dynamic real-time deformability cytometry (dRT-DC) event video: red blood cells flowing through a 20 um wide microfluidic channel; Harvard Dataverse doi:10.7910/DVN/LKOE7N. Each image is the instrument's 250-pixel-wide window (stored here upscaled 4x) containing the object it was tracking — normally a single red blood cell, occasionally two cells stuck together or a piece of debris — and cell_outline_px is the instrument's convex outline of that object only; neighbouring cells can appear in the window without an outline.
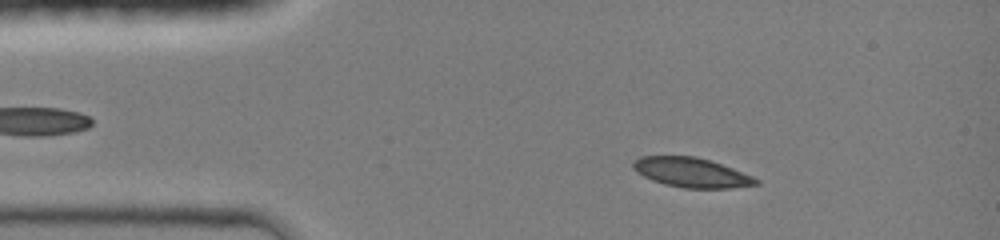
{"species": "common noctule bat (a hibernating species)", "species_latin": "Nyctalus noctula", "temperature_condition": "room temperature", "stored_images_in_passage": 42, "camera_frame_rate_fps": 3000, "um_per_image_px": 0.085, "animal": {"sex": "female", "body_mass_g": 19.0, "forearm_length_mm": 51.5}, "frame": {"image": 1, "passage_image": 6, "time_ms": 1.667, "image_size_px": [1000, 240], "cell_outline_px": [[760, 184], [732, 188], [684, 188], [664, 184], [652, 180], [636, 172], [632, 168], [632, 160], [640, 156], [696, 156], [732, 168], [752, 176], [760, 180]], "centroid_in_image_um": [58.74, 14.66], "position_along_channel_um": 26.3, "area_um2": 21.21}}
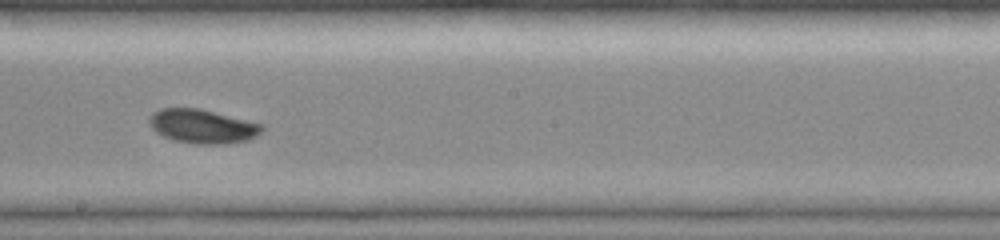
{"frame": {"image": 2, "passage_image": 24, "time_ms": 7.667, "image_size_px": [1000, 240], "cell_outline_px": [[264, 128], [256, 136], [248, 140], [224, 144], [196, 144], [176, 140], [164, 136], [156, 132], [148, 124], [148, 116], [152, 112], [160, 108], [200, 108], [264, 124]], "centroid_in_image_um": [17.2, 10.72], "position_along_channel_um": 231.0, "area_um2": 22.48}}
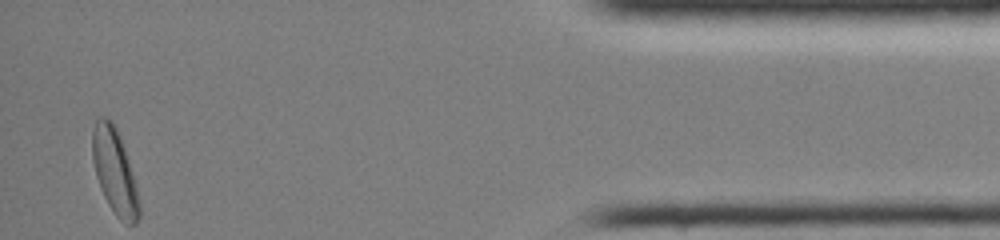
{"frame": {"image": 3, "passage_image": 42, "time_ms": 13.667, "image_size_px": [1000, 240], "cell_outline_px": [[140, 216], [136, 224], [124, 224], [116, 216], [108, 204], [104, 196], [96, 176], [92, 160], [92, 128], [96, 120], [100, 116], [104, 116], [112, 120], [120, 136], [128, 160], [136, 188], [140, 204]], "centroid_in_image_um": [9.73, 14.57], "position_along_channel_um": 425.5, "area_um2": 23.18}, "authors_computed_cell_mechanics": {"area_um2": 21.7617, "velocity_mm_per_s": 4.2282, "shape_relaxation_time_tau1_ms": 2.5698, "shape_relaxation_time_tau2_ms": null, "deformation_change_tau1": 0.0959, "deformation_change_tau2": null}}